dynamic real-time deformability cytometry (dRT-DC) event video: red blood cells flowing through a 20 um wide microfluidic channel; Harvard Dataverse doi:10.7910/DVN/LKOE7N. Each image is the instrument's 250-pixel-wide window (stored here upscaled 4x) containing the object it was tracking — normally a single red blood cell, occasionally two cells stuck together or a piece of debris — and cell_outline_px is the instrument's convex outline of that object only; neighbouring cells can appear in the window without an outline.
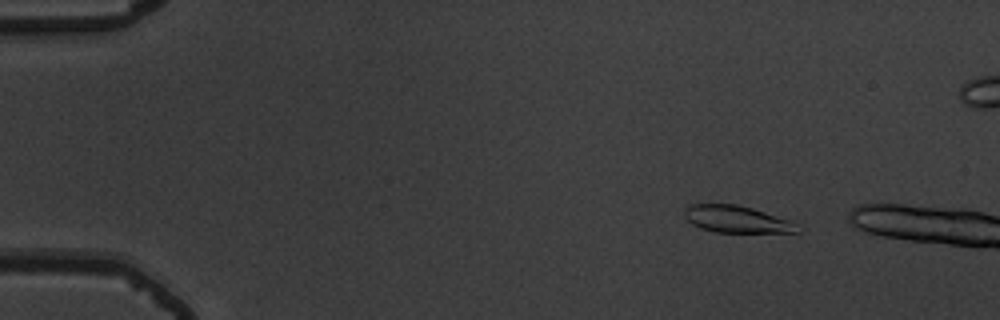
{"species": "common noctule bat (a hibernating species)", "species_latin": "Nyctalus noctula", "temperature_condition": "warm", "stored_images_in_passage": 11, "camera_frame_rate_fps": 3000, "um_per_image_px": 0.085, "animal": {"sex": "male", "body_mass_g": 19.5, "forearm_length_mm": 54.6}, "frame": {"image": 1, "passage_image": 8, "time_ms": 2.333, "image_size_px": [1000, 320], "cell_outline_px": [[800, 232], [716, 232], [700, 228], [692, 224], [684, 216], [684, 208], [688, 204], [736, 204], [752, 208], [788, 220]], "centroid_in_image_um": [62.49, 18.62], "position_along_channel_um": 22.5, "area_um2": 17.4}}